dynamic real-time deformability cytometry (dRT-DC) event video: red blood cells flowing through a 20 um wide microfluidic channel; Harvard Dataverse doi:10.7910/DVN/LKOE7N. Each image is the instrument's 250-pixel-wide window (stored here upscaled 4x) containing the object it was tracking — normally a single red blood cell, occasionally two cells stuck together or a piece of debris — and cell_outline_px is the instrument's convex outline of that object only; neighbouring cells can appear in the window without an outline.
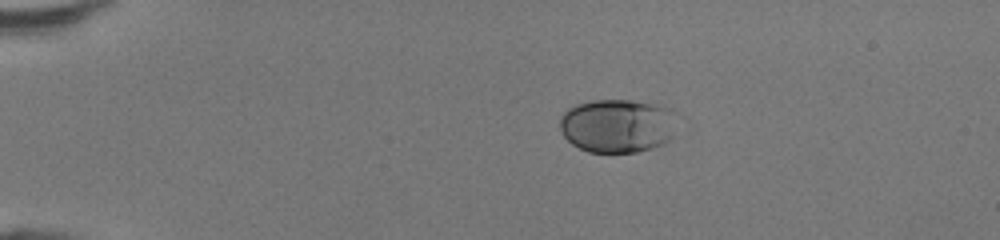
{"species": "human", "species_latin": "Homo sapiens", "temperature_condition": "room temperature", "stored_images_in_passage": 39, "camera_frame_rate_fps": 3000, "um_per_image_px": 0.085, "donor": {"sex": "female"}, "frame": {"image": 1, "passage_image": 1, "time_ms": 0.0, "image_size_px": [1000, 240], "cell_outline_px": [[676, 112], [668, 140], [652, 148], [636, 152], [588, 152], [572, 144], [564, 136], [560, 128], [560, 116], [568, 108], [576, 104], [592, 100], [628, 100], [660, 104], [672, 108]], "centroid_in_image_um": [52.45, 10.66], "position_along_channel_um": 32.6, "area_um2": 36.65}}
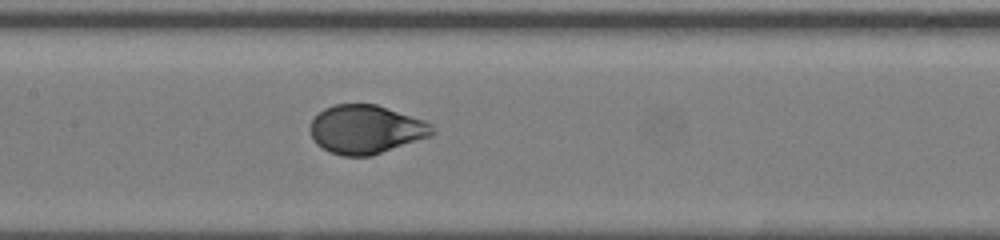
{"frame": {"image": 2, "passage_image": 16, "time_ms": 5.0, "image_size_px": [1000, 240], "cell_outline_px": [[436, 132], [432, 136], [372, 156], [340, 156], [328, 152], [320, 148], [316, 144], [308, 128], [312, 120], [324, 108], [336, 104], [376, 104], [424, 120], [432, 124]], "centroid_in_image_um": [31.1, 11.02], "position_along_channel_um": 176.3, "area_um2": 35.03}}
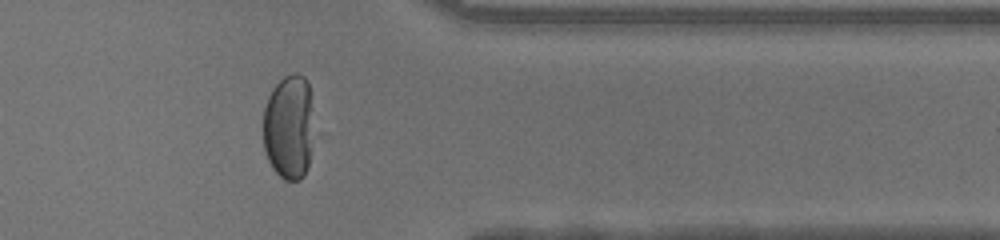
{"frame": {"image": 3, "passage_image": 31, "time_ms": 10.0, "image_size_px": [1000, 240], "cell_outline_px": [[324, 132], [308, 168], [304, 176], [300, 180], [284, 180], [272, 168], [268, 160], [264, 148], [264, 108], [268, 96], [272, 88], [284, 76], [292, 72], [296, 72], [304, 76], [308, 80]], "centroid_in_image_um": [24.78, 10.79], "position_along_channel_um": 386.6, "area_um2": 34.68}, "authors_computed_cell_mechanics": {"area_um2": 35.7782, "velocity_mm_per_s": 4.3285, "shape_relaxation_time_tau1_ms": 3.4744, "shape_relaxation_time_tau2_ms": null, "deformation_change_tau1": 0.1856, "deformation_change_tau2": null}}